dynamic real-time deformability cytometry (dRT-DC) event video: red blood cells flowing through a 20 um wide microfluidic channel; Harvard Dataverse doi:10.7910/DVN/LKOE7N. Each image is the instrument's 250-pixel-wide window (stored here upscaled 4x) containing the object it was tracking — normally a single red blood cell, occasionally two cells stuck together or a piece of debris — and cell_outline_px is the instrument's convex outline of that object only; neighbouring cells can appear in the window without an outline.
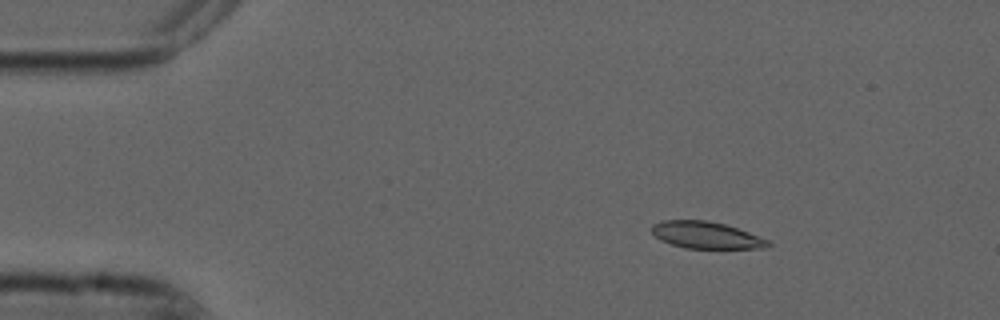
{"species": "common noctule bat (a hibernating species)", "species_latin": "Nyctalus noctula", "temperature_condition": "cold", "stored_images_in_passage": 48, "camera_frame_rate_fps": 3000, "um_per_image_px": 0.085, "animal": {"sex": "male", "forearm_length_mm": 52.5}, "frame": {"image": 1, "passage_image": 2, "time_ms": 0.333, "image_size_px": [1000, 320], "cell_outline_px": [[772, 244], [768, 248], [684, 248], [660, 240], [652, 232], [652, 224], [660, 220], [708, 220], [724, 224], [748, 232], [768, 240]], "centroid_in_image_um": [60.01, 19.98], "position_along_channel_um": 25.0, "area_um2": 18.15}}
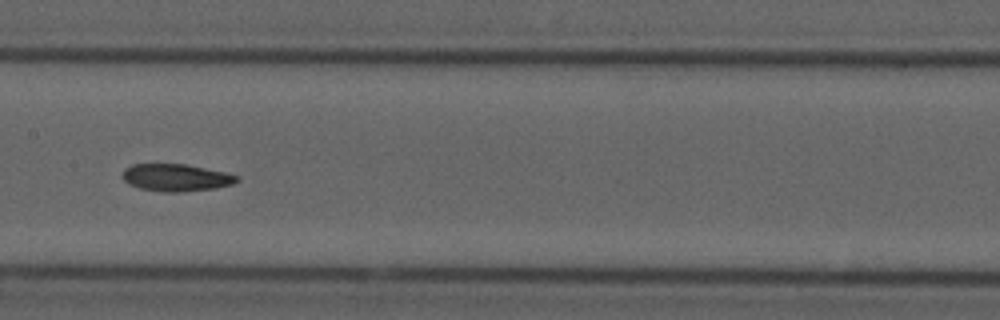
{"frame": {"image": 2, "passage_image": 21, "time_ms": 6.667, "image_size_px": [1000, 320], "cell_outline_px": [[240, 180], [232, 184], [216, 188], [180, 192], [164, 192], [140, 188], [128, 184], [120, 176], [124, 168], [132, 164], [184, 164], [224, 172], [240, 176]], "centroid_in_image_um": [14.94, 15.09], "position_along_channel_um": 192.5, "area_um2": 18.26}}
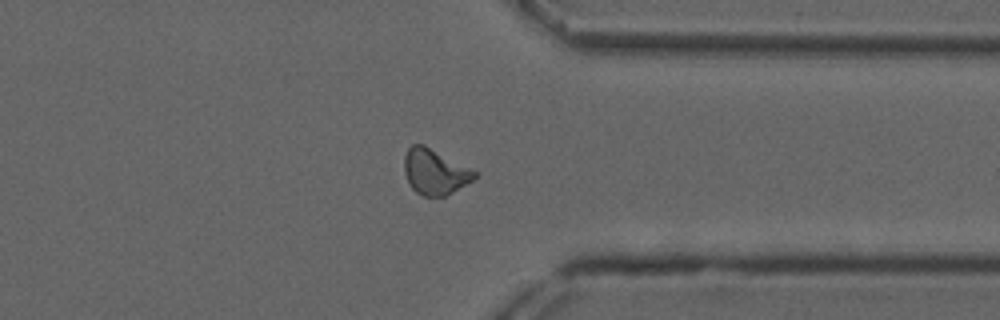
{"frame": {"image": 3, "passage_image": 36, "time_ms": 11.667, "image_size_px": [1000, 320], "cell_outline_px": [[476, 176], [472, 180], [452, 192], [444, 196], [424, 196], [416, 192], [412, 188], [404, 172], [404, 156], [408, 148], [412, 144], [424, 144], [476, 172]], "centroid_in_image_um": [36.91, 14.59], "position_along_channel_um": 374.5, "area_um2": 18.21}, "authors_computed_cell_mechanics": {"area_um2": 18.3804, "velocity_mm_per_s": 3.7241, "shape_relaxation_time_tau1_ms": null, "shape_relaxation_time_tau2_ms": 5.6649, "deformation_change_tau1": null, "deformation_change_tau2": 0.1305}}